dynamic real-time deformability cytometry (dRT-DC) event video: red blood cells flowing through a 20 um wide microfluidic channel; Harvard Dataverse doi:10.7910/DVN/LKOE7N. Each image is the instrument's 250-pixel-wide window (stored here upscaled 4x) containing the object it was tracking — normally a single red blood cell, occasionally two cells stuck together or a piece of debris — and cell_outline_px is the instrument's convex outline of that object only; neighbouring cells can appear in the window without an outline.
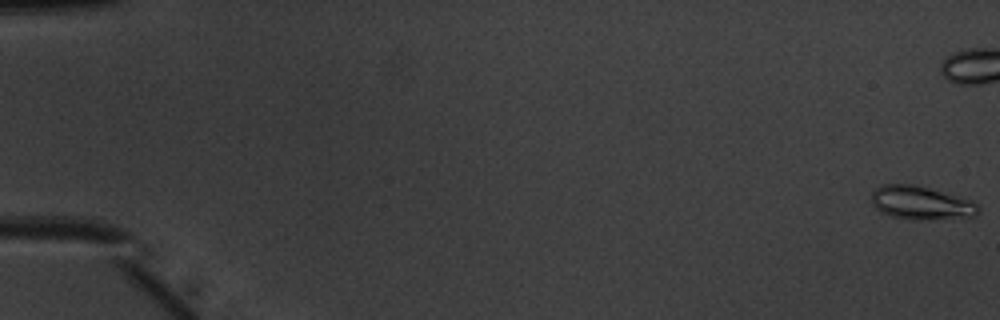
{"species": "common noctule bat (a hibernating species)", "species_latin": "Nyctalus noctula", "temperature_condition": "warm", "stored_images_in_passage": 54, "camera_frame_rate_fps": 3000, "um_per_image_px": 0.085, "animal": {"sex": "male", "body_mass_g": 20.1, "forearm_length_mm": 53.5}, "frame": {"image": 1, "passage_image": 1, "time_ms": 0.0, "image_size_px": [1000, 320], "cell_outline_px": [[980, 212], [976, 216], [932, 220], [908, 220], [888, 216], [880, 212], [872, 204], [872, 192], [876, 188], [884, 184], [912, 184], [928, 188], [972, 200], [980, 208]], "centroid_in_image_um": [78.28, 17.27], "position_along_channel_um": 6.7, "area_um2": 21.1}}
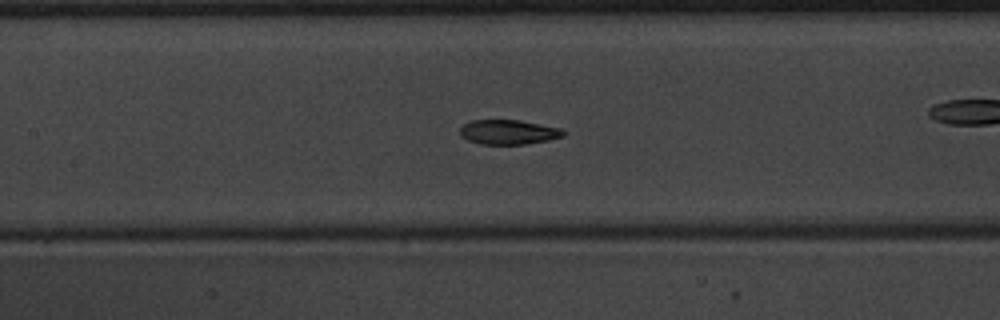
{"frame": {"image": 2, "passage_image": 26, "time_ms": 8.333, "image_size_px": [1000, 320], "cell_outline_px": [[568, 132], [564, 136], [548, 140], [524, 144], [480, 144], [468, 140], [460, 136], [460, 128], [464, 124], [472, 120], [520, 120], [564, 128]], "centroid_in_image_um": [43.27, 11.22], "position_along_channel_um": 164.1, "area_um2": 15.03}}
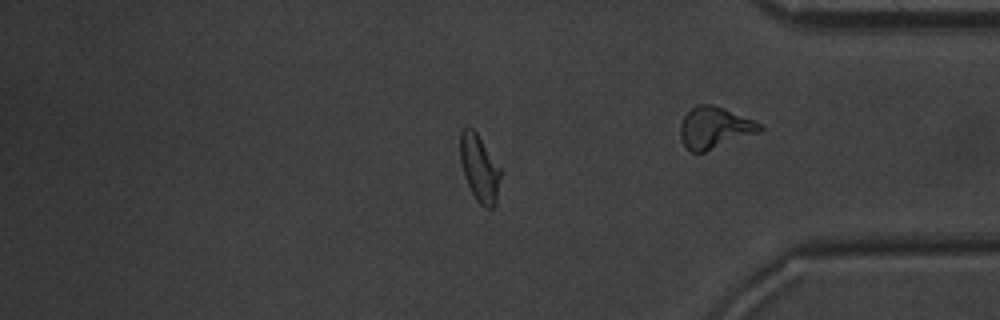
{"frame": {"image": 3, "passage_image": 45, "time_ms": 14.667, "image_size_px": [1000, 320], "cell_outline_px": [[504, 172], [496, 200], [492, 208], [484, 208], [476, 200], [464, 176], [460, 164], [460, 132], [464, 128], [472, 128], [476, 132]], "centroid_in_image_um": [40.78, 14.31], "position_along_channel_um": 394.4, "area_um2": 16.01}, "authors_computed_cell_mechanics": {"area_um2": 16.0973, "velocity_mm_per_s": 3.9742, "shape_relaxation_time_tau1_ms": 3.4808, "shape_relaxation_time_tau2_ms": 2.0443, "deformation_change_tau1": 0.1508, "deformation_change_tau2": 0.0747}}